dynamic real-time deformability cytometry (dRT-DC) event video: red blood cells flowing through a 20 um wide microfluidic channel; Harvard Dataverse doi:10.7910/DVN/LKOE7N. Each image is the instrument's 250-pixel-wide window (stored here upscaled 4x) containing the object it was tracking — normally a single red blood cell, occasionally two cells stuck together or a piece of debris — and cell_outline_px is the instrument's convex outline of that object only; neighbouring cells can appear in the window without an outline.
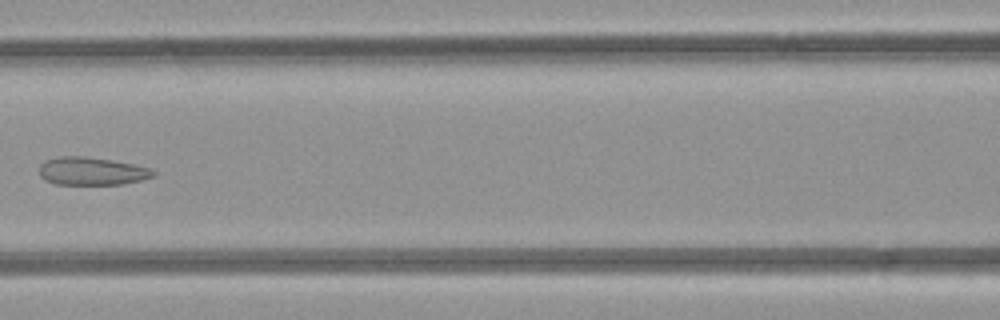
{"species": "common noctule bat (a hibernating species)", "species_latin": "Nyctalus noctula", "temperature_condition": "room temperature", "stored_images_in_passage": 6, "camera_frame_rate_fps": 3000, "um_per_image_px": 0.085, "animal": {"sex": "female", "body_mass_g": 21.9}, "frame": {"image": 1, "passage_image": 5, "time_ms": 5.667, "image_size_px": [1000, 320], "cell_outline_px": [[156, 176], [124, 184], [56, 184], [44, 180], [40, 176], [40, 164], [44, 160], [60, 156], [84, 156], [112, 160], [132, 164], [148, 168], [156, 172]], "centroid_in_image_um": [7.78, 14.55], "position_along_channel_um": 158.8, "area_um2": 18.55}}
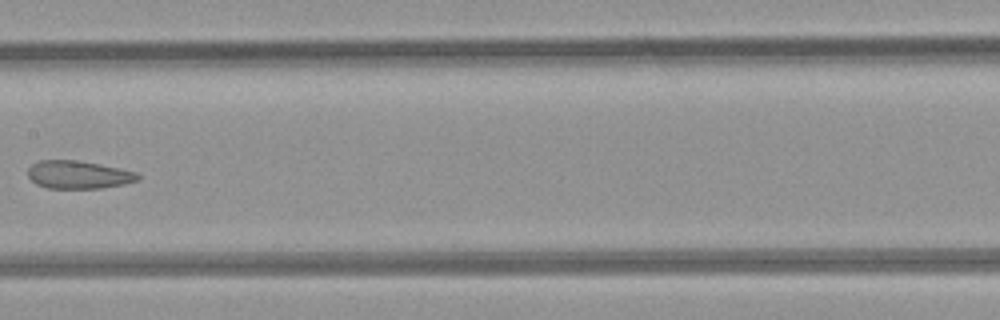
{"frame": {"image": 2, "passage_image": 6, "time_ms": 6.667, "image_size_px": [1000, 320], "cell_outline_px": [[140, 180], [124, 184], [100, 188], [48, 188], [36, 184], [28, 176], [28, 168], [32, 164], [40, 160], [76, 160], [100, 164], [136, 172], [140, 176]], "centroid_in_image_um": [6.67, 14.85], "position_along_channel_um": 200.7, "area_um2": 17.86}}